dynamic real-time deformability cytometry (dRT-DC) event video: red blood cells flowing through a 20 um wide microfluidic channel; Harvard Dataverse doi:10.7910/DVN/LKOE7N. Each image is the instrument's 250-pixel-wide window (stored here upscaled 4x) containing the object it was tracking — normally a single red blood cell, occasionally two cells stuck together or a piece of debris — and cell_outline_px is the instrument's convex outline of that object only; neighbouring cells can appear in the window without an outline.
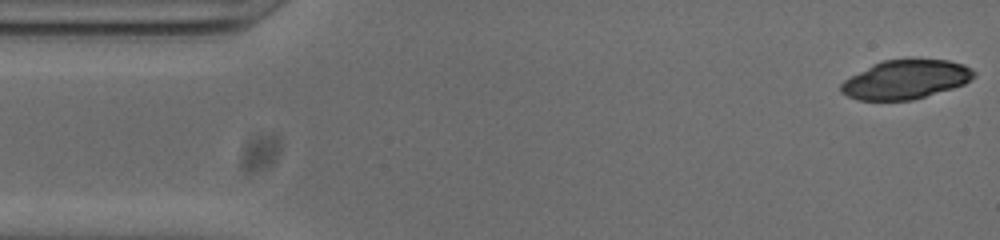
{"species": "common noctule bat (a hibernating species)", "species_latin": "Nyctalus noctula", "temperature_condition": "cold", "stored_images_in_passage": 52, "camera_frame_rate_fps": 3000, "um_per_image_px": 0.085, "animal": {"sex": "male", "body_mass_g": 20.0, "forearm_length_mm": 53.3}, "frame": {"image": 1, "passage_image": 1, "time_ms": 0.0, "image_size_px": [1000, 240], "cell_outline_px": [[976, 76], [964, 84], [952, 88], [912, 100], [856, 100], [840, 92], [840, 84], [844, 80], [872, 64], [884, 60], [948, 60], [964, 64], [972, 68], [976, 72]], "centroid_in_image_um": [76.99, 6.76], "position_along_channel_um": 8.0, "area_um2": 30.06}}